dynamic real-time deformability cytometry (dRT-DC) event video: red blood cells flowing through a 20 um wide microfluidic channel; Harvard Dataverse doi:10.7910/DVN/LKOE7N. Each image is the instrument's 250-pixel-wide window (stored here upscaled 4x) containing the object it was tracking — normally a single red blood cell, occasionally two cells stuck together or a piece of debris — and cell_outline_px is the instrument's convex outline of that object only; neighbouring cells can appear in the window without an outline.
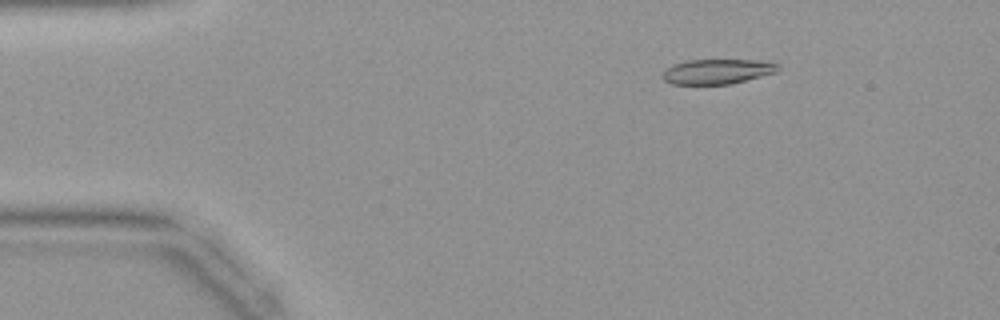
{"species": "common noctule bat (a hibernating species)", "species_latin": "Nyctalus noctula", "temperature_condition": "warm", "stored_images_in_passage": 44, "camera_frame_rate_fps": 3000, "um_per_image_px": 0.085, "animal": {"sex": "female", "body_mass_g": 19.9}, "frame": {"image": 1, "passage_image": 7, "time_ms": 2.0, "image_size_px": [1000, 320], "cell_outline_px": [[780, 64], [776, 72], [732, 84], [672, 84], [664, 80], [660, 76], [668, 68], [676, 64], [688, 60], [756, 60]], "centroid_in_image_um": [60.97, 6.08], "position_along_channel_um": 24.0, "area_um2": 16.59}}
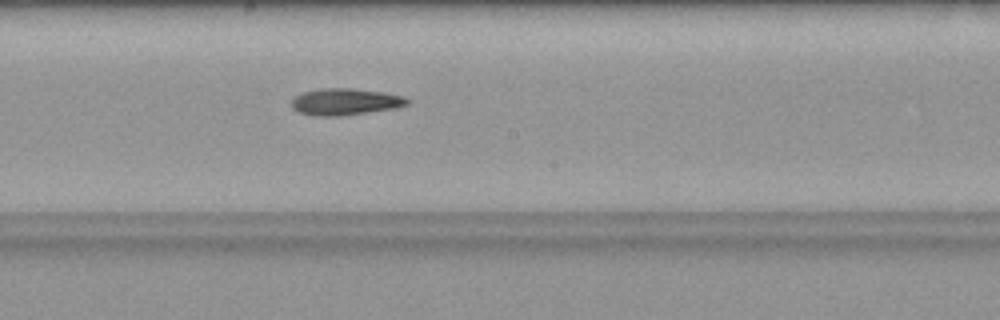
{"frame": {"image": 2, "passage_image": 24, "time_ms": 7.667, "image_size_px": [1000, 320], "cell_outline_px": [[412, 100], [408, 104], [396, 108], [340, 116], [312, 116], [296, 112], [292, 108], [292, 100], [296, 96], [304, 92], [320, 88], [352, 88], [384, 92], [404, 96]], "centroid_in_image_um": [29.35, 8.65], "position_along_channel_um": 218.8, "area_um2": 18.21}}
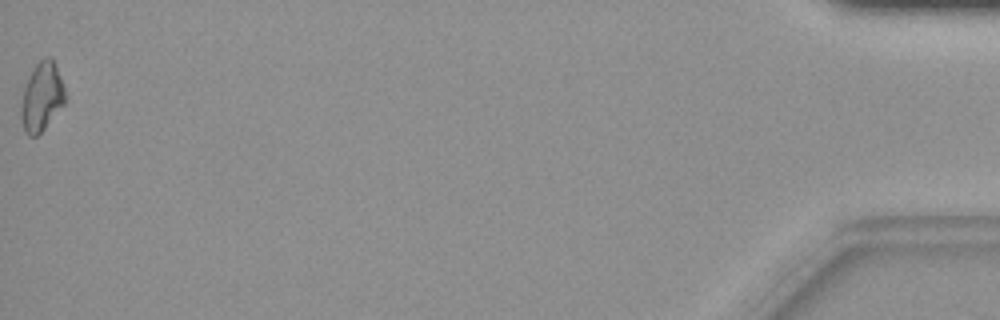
{"frame": {"image": 3, "passage_image": 44, "time_ms": 14.333, "image_size_px": [1000, 320], "cell_outline_px": [[68, 96], [64, 104], [44, 128], [36, 136], [28, 136], [24, 132], [20, 116], [20, 108], [24, 88], [36, 64], [44, 56], [52, 56], [56, 64]], "centroid_in_image_um": [3.57, 8.22], "position_along_channel_um": 431.6, "area_um2": 17.8}}